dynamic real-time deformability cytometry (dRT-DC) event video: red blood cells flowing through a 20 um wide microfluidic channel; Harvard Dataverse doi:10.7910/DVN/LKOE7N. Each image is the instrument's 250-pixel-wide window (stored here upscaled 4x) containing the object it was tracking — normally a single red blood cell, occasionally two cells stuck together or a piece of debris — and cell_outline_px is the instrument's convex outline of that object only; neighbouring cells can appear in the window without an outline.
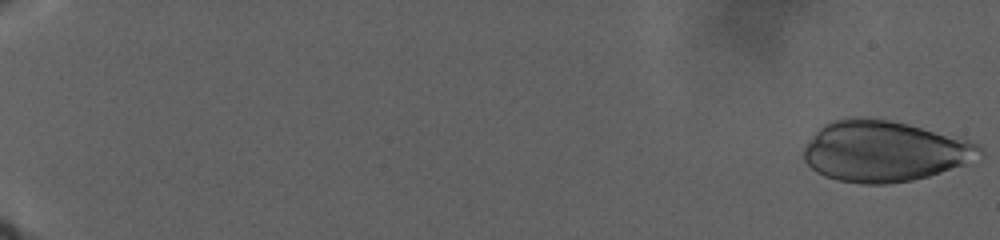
{"species": "human", "species_latin": "Homo sapiens", "temperature_condition": "warm", "stored_images_in_passage": 118, "camera_frame_rate_fps": 3000, "um_per_image_px": 0.085, "donor": {"sex": "male"}, "frame": {"image": 1, "passage_image": 1, "time_ms": 0.0, "image_size_px": [1000, 240], "cell_outline_px": [[984, 156], [964, 164], [928, 176], [912, 180], [888, 184], [860, 184], [836, 180], [824, 176], [816, 172], [804, 160], [804, 144], [824, 124], [832, 120], [848, 116], [860, 116], [888, 120], [908, 124], [968, 140], [980, 144], [984, 148]], "centroid_in_image_um": [75.15, 12.85], "position_along_channel_um": 9.8, "area_um2": 62.77}}
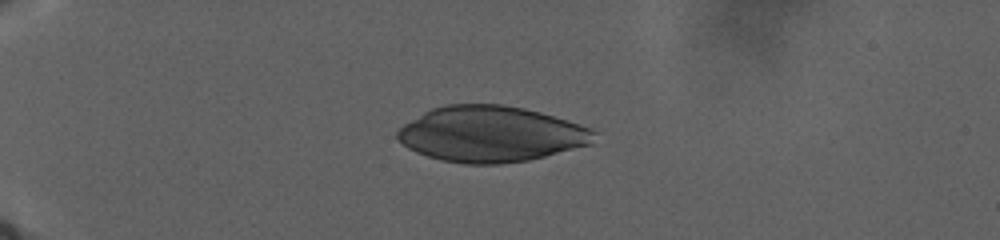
{"frame": {"image": 2, "passage_image": 40, "time_ms": 10.333, "image_size_px": [1000, 240], "cell_outline_px": [[596, 132], [592, 144], [528, 160], [500, 164], [464, 164], [440, 160], [416, 152], [408, 148], [396, 140], [396, 132], [404, 124], [424, 112], [432, 108], [444, 104], [500, 104], [524, 108], [540, 112], [592, 128]], "centroid_in_image_um": [41.7, 11.39], "position_along_channel_um": 43.3, "area_um2": 63.98}}